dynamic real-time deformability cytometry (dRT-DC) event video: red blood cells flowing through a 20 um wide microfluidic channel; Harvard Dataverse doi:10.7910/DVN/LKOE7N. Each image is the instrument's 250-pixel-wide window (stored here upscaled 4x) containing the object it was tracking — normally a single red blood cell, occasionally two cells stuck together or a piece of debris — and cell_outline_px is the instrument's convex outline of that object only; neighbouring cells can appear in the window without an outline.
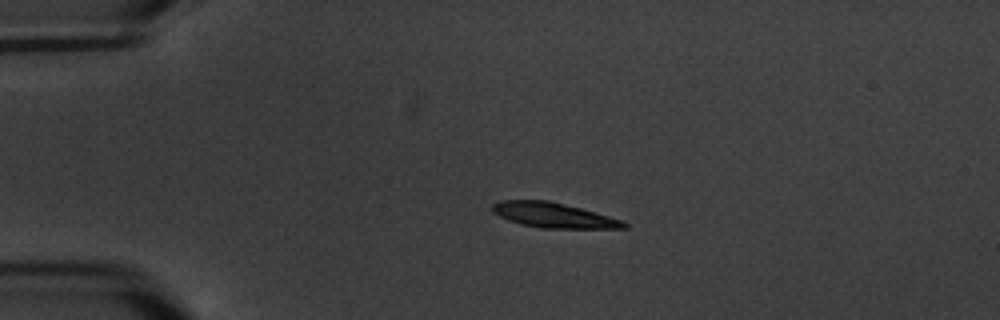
{"species": "common noctule bat (a hibernating species)", "species_latin": "Nyctalus noctula", "temperature_condition": "warm", "stored_images_in_passage": 15, "camera_frame_rate_fps": 3000, "um_per_image_px": 0.085, "animal": {"sex": "male", "body_mass_g": 20.1, "forearm_length_mm": 53.5}, "frame": {"image": 1, "passage_image": 3, "time_ms": 2.667, "image_size_px": [1000, 320], "cell_outline_px": [[628, 228], [540, 228], [520, 224], [508, 220], [492, 212], [492, 204], [500, 200], [548, 200], [580, 208], [608, 216], [620, 220], [628, 224]], "centroid_in_image_um": [47.0, 18.29], "position_along_channel_um": 38.0, "area_um2": 19.02}}
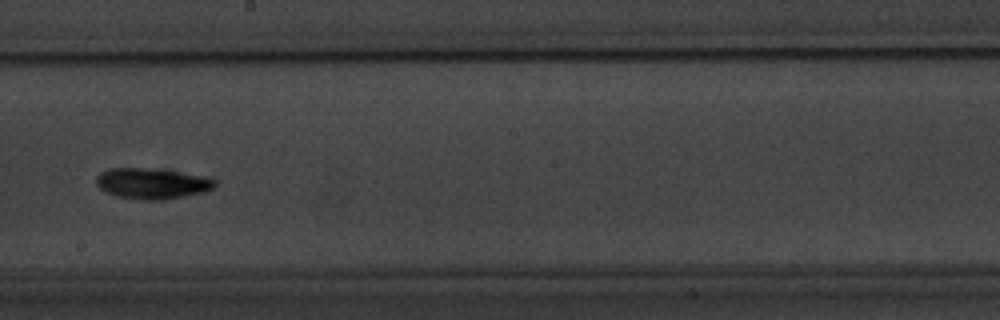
{"frame": {"image": 2, "passage_image": 9, "time_ms": 9.667, "image_size_px": [1000, 320], "cell_outline_px": [[216, 188], [204, 192], [184, 196], [156, 200], [140, 200], [116, 196], [104, 192], [96, 184], [96, 176], [100, 172], [108, 168], [140, 168], [176, 172], [208, 176], [216, 180]], "centroid_in_image_um": [12.91, 15.6], "position_along_channel_um": 235.3, "area_um2": 21.27}}
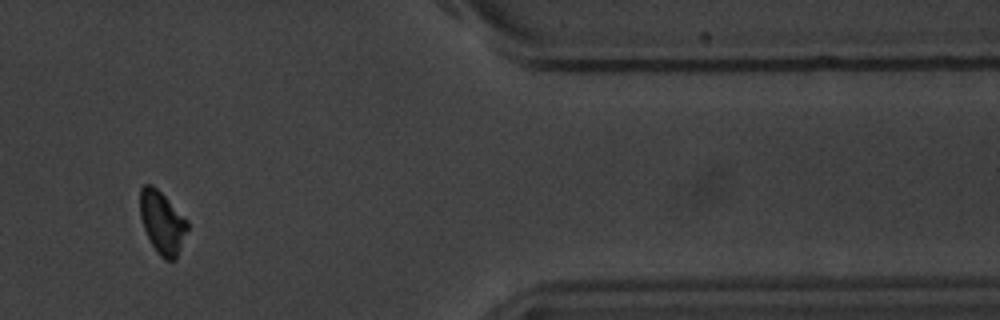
{"frame": {"image": 3, "passage_image": 14, "time_ms": 15.333, "image_size_px": [1000, 320], "cell_outline_px": [[188, 228], [176, 260], [164, 260], [160, 256], [152, 244], [144, 228], [140, 216], [140, 188], [144, 184], [152, 184], [188, 220]], "centroid_in_image_um": [13.79, 18.91], "position_along_channel_um": 397.6, "area_um2": 17.11}, "authors_computed_cell_mechanics": {"area_um2": 19.4208, "velocity_mm_per_s": 3.3596, "shape_relaxation_time_tau1_ms": 1.7786, "shape_relaxation_time_tau2_ms": 7.16, "deformation_change_tau1": 0.1111, "deformation_change_tau2": 0.1172}}